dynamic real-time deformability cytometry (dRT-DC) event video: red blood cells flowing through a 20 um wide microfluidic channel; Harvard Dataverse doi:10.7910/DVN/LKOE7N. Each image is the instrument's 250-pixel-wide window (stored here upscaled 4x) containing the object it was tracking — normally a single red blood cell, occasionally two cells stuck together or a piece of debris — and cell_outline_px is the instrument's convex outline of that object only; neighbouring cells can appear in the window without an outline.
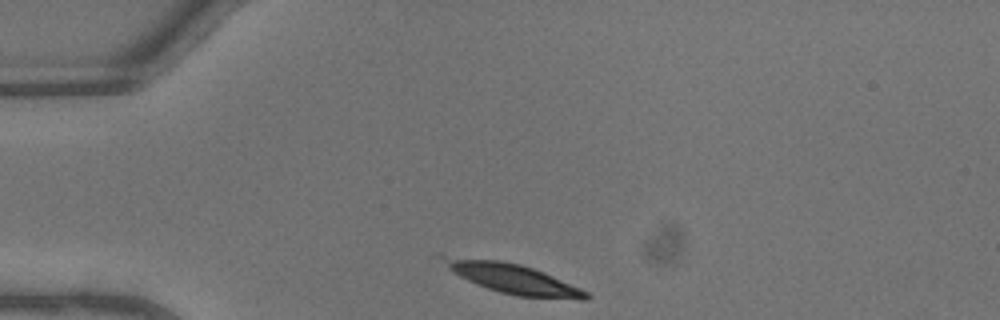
{"species": "common noctule bat (a hibernating species)", "species_latin": "Nyctalus noctula", "temperature_condition": "warm", "stored_images_in_passage": 7, "camera_frame_rate_fps": 3000, "um_per_image_px": 0.085, "animal": {"sex": "male", "body_mass_g": 13.3}, "frame": {"image": 1, "passage_image": 1, "time_ms": 0.0, "image_size_px": [1000, 320], "cell_outline_px": [[592, 296], [588, 300], [580, 300], [516, 296], [500, 292], [476, 284], [452, 272], [448, 268], [440, 256], [444, 256], [500, 260], [520, 264], [544, 272], [580, 288], [588, 292]], "centroid_in_image_um": [43.66, 23.7], "position_along_channel_um": 41.3, "area_um2": 24.62}}
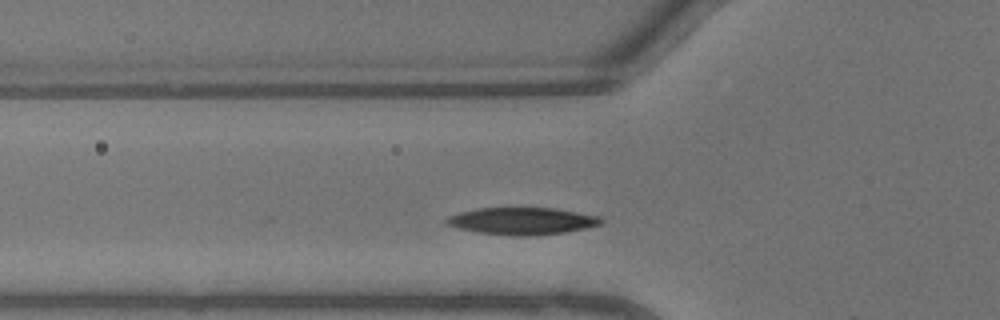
{"frame": {"image": 2, "passage_image": 6, "time_ms": 1.667, "image_size_px": [1000, 320], "cell_outline_px": [[604, 224], [564, 232], [524, 236], [512, 236], [476, 232], [456, 228], [444, 224], [444, 220], [448, 216], [460, 212], [476, 208], [556, 208], [600, 216], [604, 220]], "centroid_in_image_um": [44.35, 18.78], "position_along_channel_um": 81.4, "area_um2": 24.62}}